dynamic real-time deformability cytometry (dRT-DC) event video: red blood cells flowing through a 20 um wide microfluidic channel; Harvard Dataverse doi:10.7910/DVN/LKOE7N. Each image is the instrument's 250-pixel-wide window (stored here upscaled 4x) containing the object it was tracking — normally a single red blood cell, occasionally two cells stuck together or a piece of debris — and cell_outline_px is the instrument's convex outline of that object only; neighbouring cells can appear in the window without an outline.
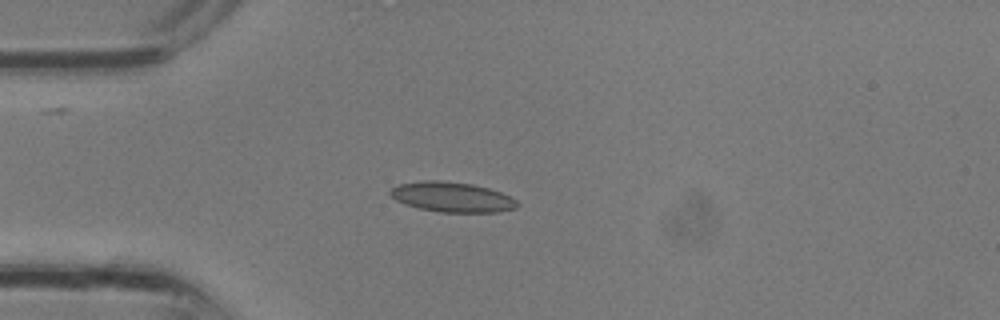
{"species": "common noctule bat (a hibernating species)", "species_latin": "Nyctalus noctula", "temperature_condition": "room temperature", "stored_images_in_passage": 2, "camera_frame_rate_fps": 3000, "um_per_image_px": 0.085, "animal": {"sex": "male", "body_mass_g": 13.3}, "frame": {"image": 1, "passage_image": 2, "time_ms": 0.333, "image_size_px": [1000, 320], "cell_outline_px": [[520, 204], [516, 208], [496, 212], [440, 212], [420, 208], [404, 204], [396, 200], [388, 192], [392, 188], [400, 184], [424, 180], [440, 180], [472, 184], [488, 188], [500, 192], [516, 200]], "centroid_in_image_um": [38.42, 16.75], "position_along_channel_um": 46.6, "area_um2": 22.08}}